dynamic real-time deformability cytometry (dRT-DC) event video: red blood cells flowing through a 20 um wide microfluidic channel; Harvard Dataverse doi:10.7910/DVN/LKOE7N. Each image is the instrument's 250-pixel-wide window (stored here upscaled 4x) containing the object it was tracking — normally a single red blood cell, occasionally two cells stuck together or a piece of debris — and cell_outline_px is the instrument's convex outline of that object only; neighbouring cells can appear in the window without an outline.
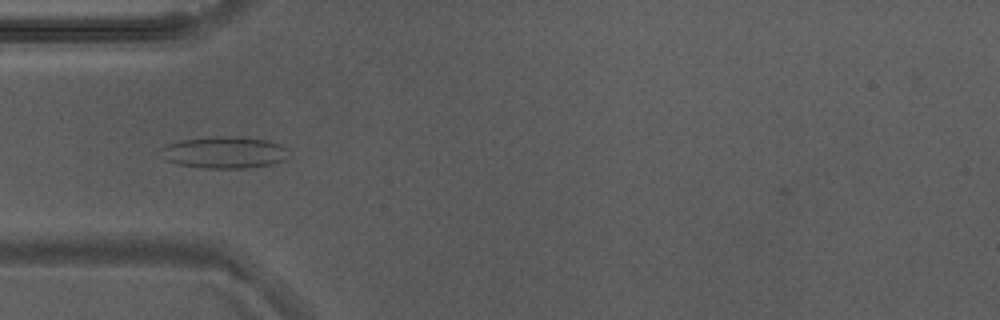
{"species": "Egyptian fruit bat (a non-hibernating species)", "species_latin": "Rousettus aegyptiacus", "temperature_condition": "warm", "stored_images_in_passage": 39, "camera_frame_rate_fps": 3000, "um_per_image_px": 0.085, "animal": {"sex": "male"}, "frame": {"image": 1, "passage_image": 2, "time_ms": 0.333, "image_size_px": [1000, 320], "cell_outline_px": [[288, 160], [272, 164], [248, 168], [200, 168], [180, 164], [168, 160], [160, 148], [168, 144], [184, 140], [220, 136], [236, 136], [264, 140], [280, 144], [288, 148]], "centroid_in_image_um": [19.17, 12.96], "position_along_channel_um": 65.8, "area_um2": 23.47}}
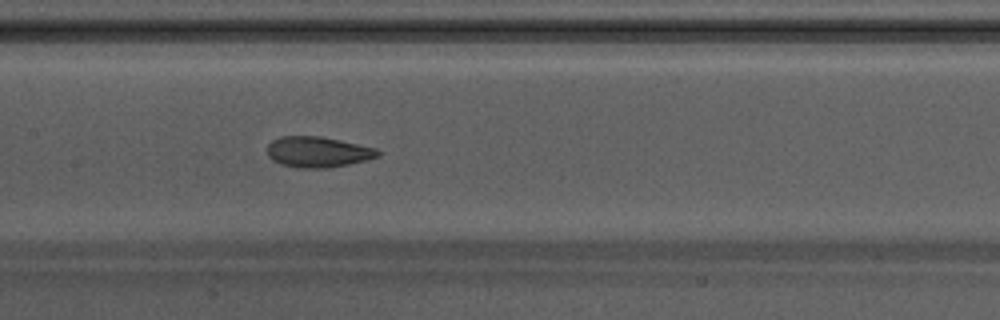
{"frame": {"image": 2, "passage_image": 11, "time_ms": 3.333, "image_size_px": [1000, 320], "cell_outline_px": [[380, 156], [368, 160], [328, 168], [300, 168], [280, 164], [272, 160], [268, 156], [268, 144], [272, 140], [280, 136], [320, 136], [376, 148], [380, 152]], "centroid_in_image_um": [27.01, 12.92], "position_along_channel_um": 180.4, "area_um2": 19.83}}
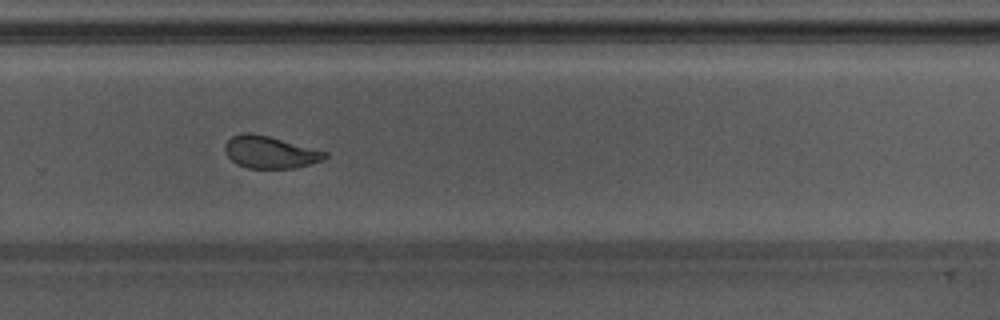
{"frame": {"image": 3, "passage_image": 21, "time_ms": 6.667, "image_size_px": [1000, 320], "cell_outline_px": [[328, 156], [320, 160], [296, 168], [248, 168], [236, 164], [224, 152], [224, 144], [232, 136], [244, 132], [252, 132], [268, 136], [328, 152]], "centroid_in_image_um": [22.9, 12.93], "position_along_channel_um": 306.9, "area_um2": 18.67}, "authors_computed_cell_mechanics": {"area_um2": 20.0566, "velocity_mm_per_s": 3.8077, "shape_relaxation_time_tau1_ms": 6.8554, "shape_relaxation_time_tau2_ms": 1.4857, "deformation_change_tau1": 0.1721, "deformation_change_tau2": 0.0705}}